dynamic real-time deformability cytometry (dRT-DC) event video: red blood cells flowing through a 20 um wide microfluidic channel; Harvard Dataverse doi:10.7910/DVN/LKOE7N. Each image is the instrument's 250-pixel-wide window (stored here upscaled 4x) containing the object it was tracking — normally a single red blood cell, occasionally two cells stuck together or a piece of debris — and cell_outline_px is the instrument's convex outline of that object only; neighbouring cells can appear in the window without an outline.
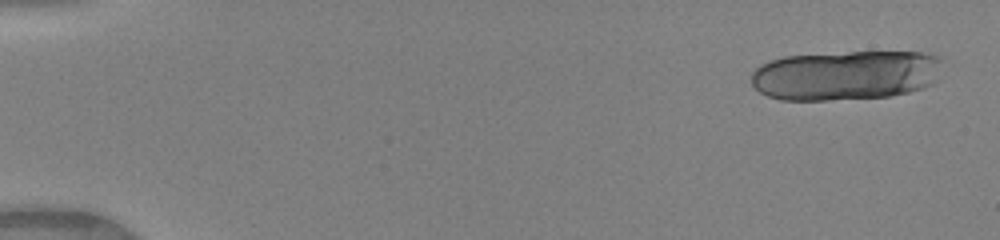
{"species": "human", "species_latin": "Homo sapiens", "temperature_condition": "warm", "stored_images_in_passage": 12, "camera_frame_rate_fps": 3000, "um_per_image_px": 0.085, "donor": {"sex": "female"}, "frame": {"image": 1, "passage_image": 1, "time_ms": 0.0, "image_size_px": [1000, 240], "cell_outline_px": [[940, 60], [936, 80], [932, 84], [924, 88], [908, 92], [888, 96], [828, 100], [780, 100], [768, 96], [760, 92], [752, 84], [752, 72], [760, 64], [784, 56], [848, 52], [920, 52], [940, 56]], "centroid_in_image_um": [71.86, 6.39], "position_along_channel_um": 13.1, "area_um2": 55.37}}
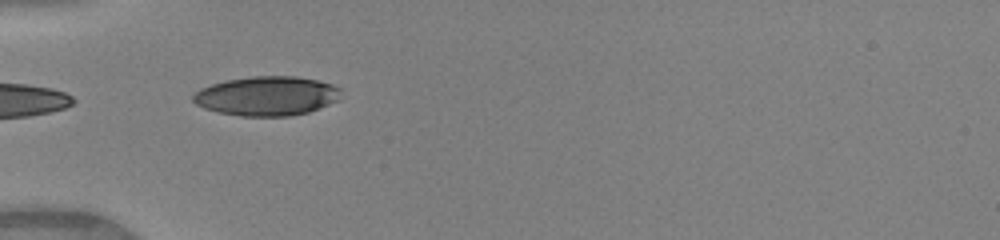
{"frame": {"image": 2, "passage_image": 10, "time_ms": 3.0, "image_size_px": [1000, 240], "cell_outline_px": [[340, 100], [308, 112], [288, 116], [240, 116], [220, 112], [204, 108], [196, 104], [192, 100], [192, 96], [200, 88], [224, 80], [252, 76], [296, 76], [316, 80], [332, 84], [340, 88]], "centroid_in_image_um": [22.68, 8.15], "position_along_channel_um": 62.3, "area_um2": 33.93}}